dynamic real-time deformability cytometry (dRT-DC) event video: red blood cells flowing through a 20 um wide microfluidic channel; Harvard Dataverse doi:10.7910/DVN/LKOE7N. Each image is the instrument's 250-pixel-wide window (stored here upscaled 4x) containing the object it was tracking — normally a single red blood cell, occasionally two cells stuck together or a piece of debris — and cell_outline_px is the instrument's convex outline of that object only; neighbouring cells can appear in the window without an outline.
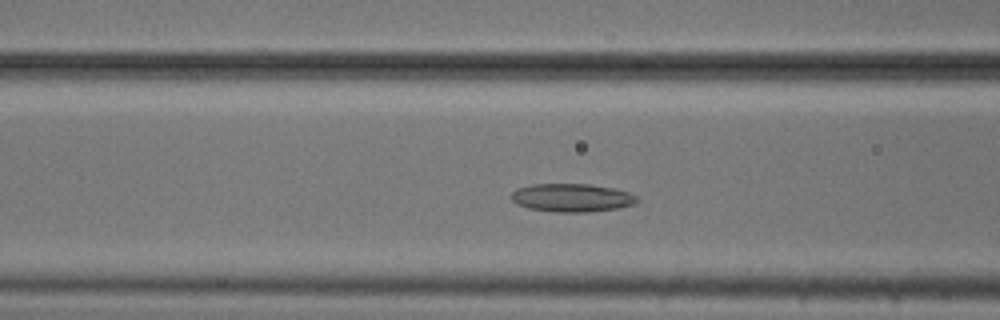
{"species": "common noctule bat (a hibernating species)", "species_latin": "Nyctalus noctula", "temperature_condition": "cold", "stored_images_in_passage": 50, "camera_frame_rate_fps": 3000, "um_per_image_px": 0.085, "animal": {"sex": "male", "body_mass_g": 20.5, "forearm_length_mm": 52.5}, "frame": {"image": 1, "passage_image": 16, "time_ms": 5.0, "image_size_px": [1000, 320], "cell_outline_px": [[640, 200], [636, 204], [616, 208], [588, 212], [556, 212], [528, 208], [516, 204], [512, 200], [512, 192], [516, 188], [532, 184], [588, 184], [612, 188], [628, 192], [636, 196]], "centroid_in_image_um": [48.6, 16.81], "position_along_channel_um": 118.0, "area_um2": 20.69}}
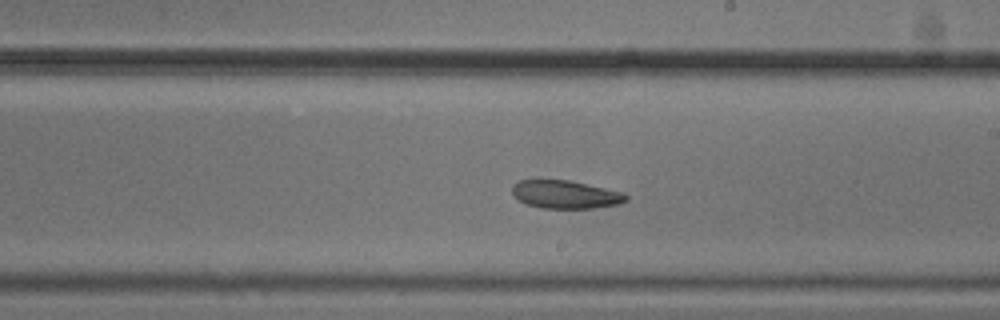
{"frame": {"image": 2, "passage_image": 26, "time_ms": 8.333, "image_size_px": [1000, 320], "cell_outline_px": [[628, 200], [620, 204], [592, 208], [540, 208], [524, 204], [512, 192], [512, 184], [520, 180], [568, 180], [624, 192], [628, 196]], "centroid_in_image_um": [48.08, 16.53], "position_along_channel_um": 240.9, "area_um2": 18.67}}
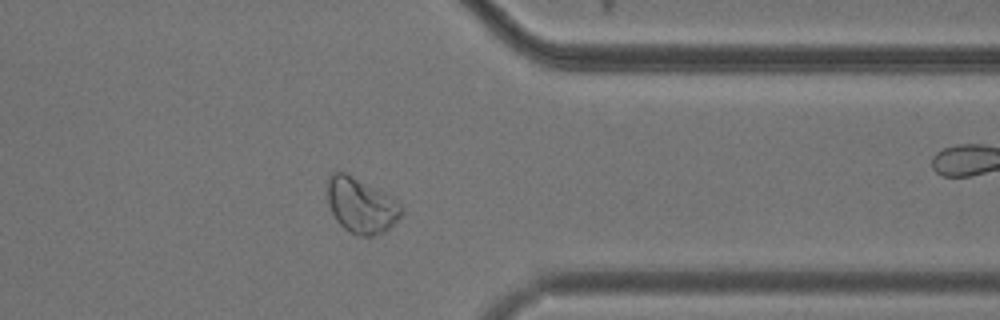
{"frame": {"image": 3, "passage_image": 38, "time_ms": 12.333, "image_size_px": [1000, 320], "cell_outline_px": [[400, 216], [388, 228], [372, 236], [356, 236], [344, 228], [336, 220], [328, 204], [328, 176], [332, 172], [344, 172], [384, 192], [396, 200], [400, 204]], "centroid_in_image_um": [30.65, 17.46], "position_along_channel_um": 380.8, "area_um2": 23.29}}